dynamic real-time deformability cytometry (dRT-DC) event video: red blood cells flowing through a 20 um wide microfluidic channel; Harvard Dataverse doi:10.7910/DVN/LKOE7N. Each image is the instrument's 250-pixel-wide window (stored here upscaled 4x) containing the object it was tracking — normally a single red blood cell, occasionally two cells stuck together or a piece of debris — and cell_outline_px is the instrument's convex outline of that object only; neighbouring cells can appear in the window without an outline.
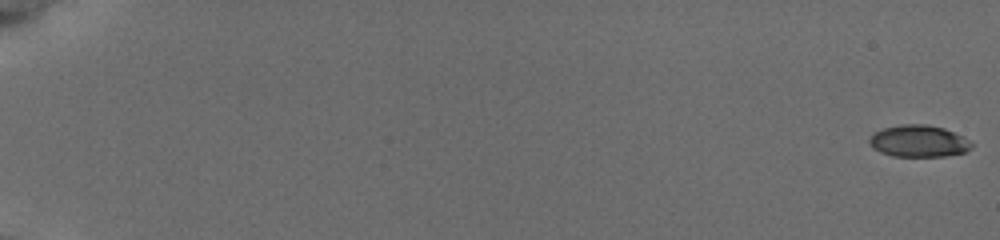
{"species": "common noctule bat (a hibernating species)", "species_latin": "Nyctalus noctula", "temperature_condition": "cold", "stored_images_in_passage": 6, "camera_frame_rate_fps": 3000, "um_per_image_px": 0.085, "animal": {"sex": "female", "body_mass_g": 19.5, "forearm_length_mm": 54.1}, "frame": {"image": 1, "passage_image": 1, "time_ms": 0.0, "image_size_px": [1000, 240], "cell_outline_px": [[972, 148], [964, 152], [944, 156], [892, 156], [880, 152], [872, 148], [868, 140], [876, 132], [884, 128], [900, 124], [928, 124], [944, 128], [964, 136], [972, 144]], "centroid_in_image_um": [78.09, 11.99], "position_along_channel_um": 6.9, "area_um2": 18.96}}